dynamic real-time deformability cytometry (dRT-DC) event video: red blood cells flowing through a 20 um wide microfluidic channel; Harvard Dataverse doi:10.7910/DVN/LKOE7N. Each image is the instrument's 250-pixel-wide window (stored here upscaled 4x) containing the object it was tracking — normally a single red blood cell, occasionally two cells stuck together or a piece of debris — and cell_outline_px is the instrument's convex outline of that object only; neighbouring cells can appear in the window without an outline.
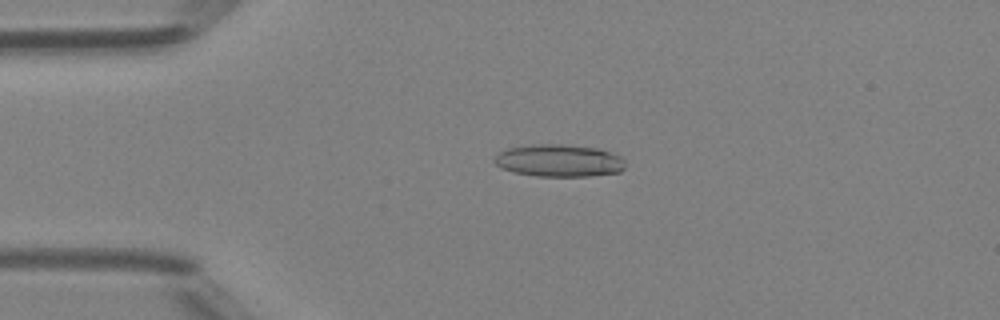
{"species": "Egyptian fruit bat (a non-hibernating species)", "species_latin": "Rousettus aegyptiacus", "temperature_condition": "room temperature", "stored_images_in_passage": 34, "camera_frame_rate_fps": 3000, "um_per_image_px": 0.085, "animal": {"sex": "female"}, "frame": {"image": 1, "passage_image": 7, "time_ms": 2.0, "image_size_px": [1000, 320], "cell_outline_px": [[624, 168], [620, 172], [588, 176], [536, 176], [516, 172], [500, 168], [492, 160], [496, 152], [508, 148], [532, 144], [560, 144], [600, 148], [620, 156], [624, 160]], "centroid_in_image_um": [47.48, 13.64], "position_along_channel_um": 37.5, "area_um2": 24.85}}
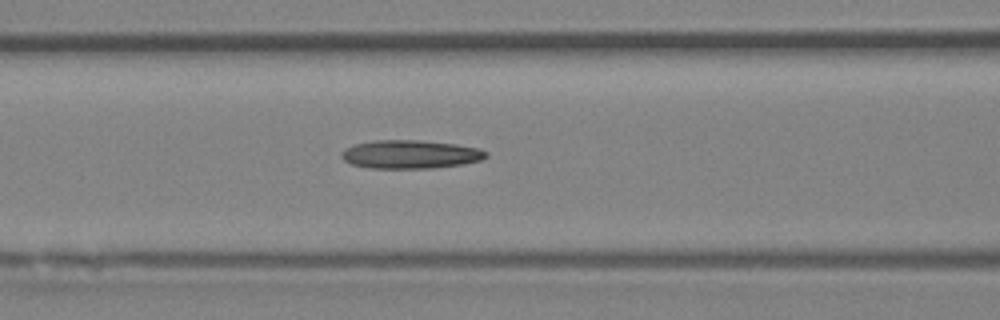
{"frame": {"image": 2, "passage_image": 16, "time_ms": 5.0, "image_size_px": [1000, 320], "cell_outline_px": [[488, 156], [480, 160], [464, 164], [432, 168], [368, 168], [352, 164], [344, 160], [340, 156], [340, 152], [344, 148], [356, 144], [372, 140], [420, 140], [456, 144], [476, 148], [488, 152]], "centroid_in_image_um": [34.85, 13.12], "position_along_channel_um": 131.8, "area_um2": 24.04}}
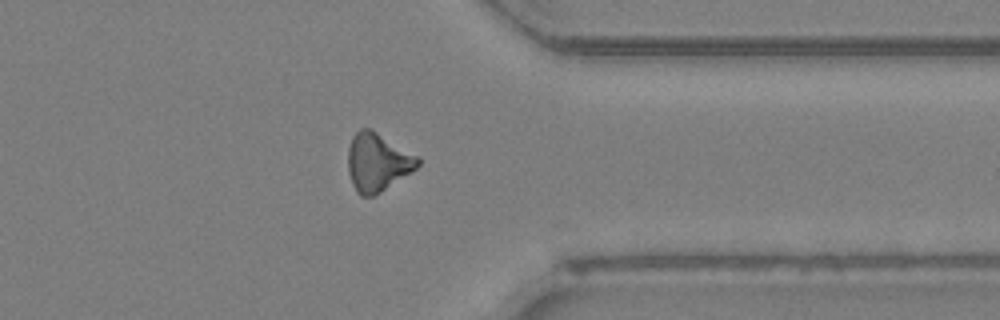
{"frame": {"image": 3, "passage_image": 34, "time_ms": 11.0, "image_size_px": [1000, 320], "cell_outline_px": [[420, 164], [416, 168], [376, 196], [360, 196], [356, 192], [352, 184], [348, 172], [348, 148], [352, 136], [360, 128], [372, 128], [420, 156]], "centroid_in_image_um": [32.09, 13.77], "position_along_channel_um": 379.3, "area_um2": 24.16}}